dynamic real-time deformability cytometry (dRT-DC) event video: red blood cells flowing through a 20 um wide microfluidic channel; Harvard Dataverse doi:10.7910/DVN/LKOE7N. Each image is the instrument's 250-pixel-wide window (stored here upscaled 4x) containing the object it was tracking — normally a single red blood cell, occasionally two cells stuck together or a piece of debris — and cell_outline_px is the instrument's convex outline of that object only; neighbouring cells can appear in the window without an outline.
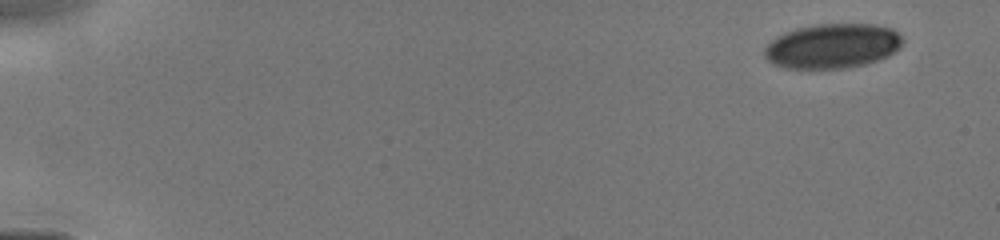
{"species": "human", "species_latin": "Homo sapiens", "temperature_condition": "cold", "stored_images_in_passage": 71, "camera_frame_rate_fps": 3000, "um_per_image_px": 0.085, "donor": {"sex": "male"}, "frame": {"image": 1, "passage_image": 1, "time_ms": 0.0, "image_size_px": [1000, 240], "cell_outline_px": [[904, 44], [900, 48], [888, 56], [864, 64], [844, 68], [788, 68], [772, 64], [764, 56], [764, 48], [776, 36], [784, 32], [796, 28], [816, 24], [876, 24], [892, 28], [904, 40]], "centroid_in_image_um": [70.76, 3.9], "position_along_channel_um": 14.2, "area_um2": 36.07}}
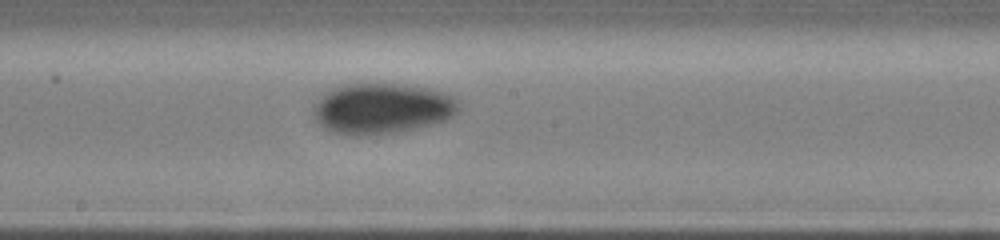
{"frame": {"image": 2, "passage_image": 41, "time_ms": 8.0, "image_size_px": [1000, 240], "cell_outline_px": [[460, 108], [452, 116], [444, 120], [432, 124], [396, 132], [360, 136], [356, 136], [332, 132], [324, 128], [312, 116], [312, 104], [324, 92], [332, 88], [344, 84], [400, 84], [432, 88], [444, 92], [460, 100]], "centroid_in_image_um": [32.43, 9.21], "position_along_channel_um": 215.8, "area_um2": 43.35}}
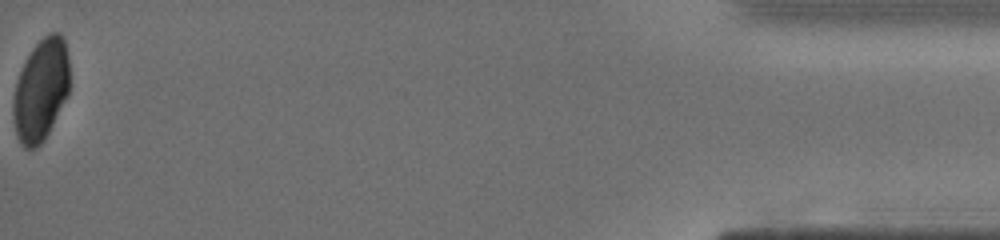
{"frame": {"image": 3, "passage_image": 71, "time_ms": 14.667, "image_size_px": [1000, 240], "cell_outline_px": [[68, 96], [44, 140], [36, 148], [24, 148], [20, 144], [16, 136], [12, 120], [12, 100], [16, 80], [32, 48], [48, 32], [60, 32], [64, 40], [68, 56]], "centroid_in_image_um": [3.45, 7.68], "position_along_channel_um": 431.8, "area_um2": 33.76}}